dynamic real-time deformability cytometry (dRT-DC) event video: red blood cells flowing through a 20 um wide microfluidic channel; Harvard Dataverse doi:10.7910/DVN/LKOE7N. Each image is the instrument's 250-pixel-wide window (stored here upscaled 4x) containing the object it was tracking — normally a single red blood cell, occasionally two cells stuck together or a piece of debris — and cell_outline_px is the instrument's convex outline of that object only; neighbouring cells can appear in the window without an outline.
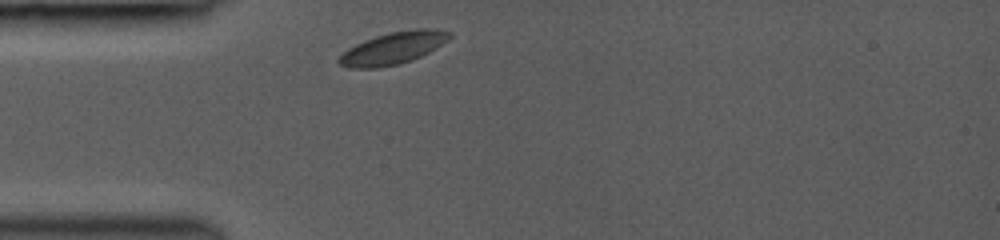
{"species": "common noctule bat (a hibernating species)", "species_latin": "Nyctalus noctula", "temperature_condition": "room temperature", "stored_images_in_passage": 2, "camera_frame_rate_fps": 3000, "um_per_image_px": 0.085, "animal": {"sex": "female", "body_mass_g": 19.0, "forearm_length_mm": 53.3}, "frame": {"image": 1, "passage_image": 1, "time_ms": 0.0, "image_size_px": [1000, 240], "cell_outline_px": [[452, 36], [448, 40], [436, 48], [412, 60], [380, 68], [348, 68], [340, 64], [336, 60], [348, 48], [364, 40], [376, 36], [392, 32], [416, 28], [436, 28], [452, 32]], "centroid_in_image_um": [33.44, 4.08], "position_along_channel_um": 51.6, "area_um2": 20.69}}